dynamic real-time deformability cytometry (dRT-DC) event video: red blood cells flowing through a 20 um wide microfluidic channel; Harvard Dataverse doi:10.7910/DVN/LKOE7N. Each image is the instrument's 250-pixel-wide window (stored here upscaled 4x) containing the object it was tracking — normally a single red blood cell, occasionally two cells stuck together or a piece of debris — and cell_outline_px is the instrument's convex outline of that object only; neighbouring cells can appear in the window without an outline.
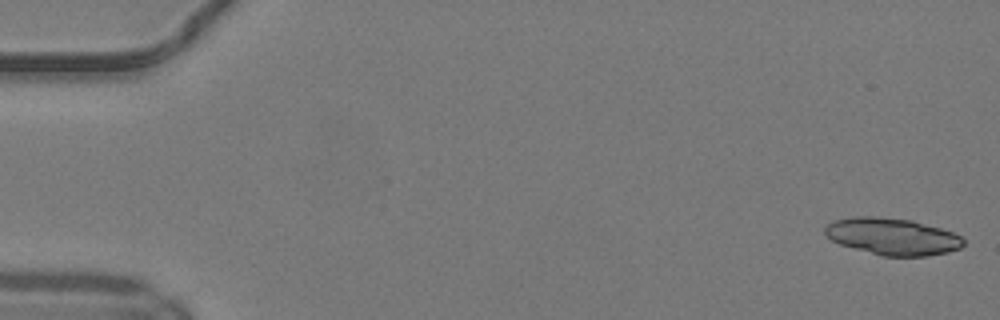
{"species": "common noctule bat (a hibernating species)", "species_latin": "Nyctalus noctula", "temperature_condition": "warm", "stored_images_in_passage": 33, "camera_frame_rate_fps": 3000, "um_per_image_px": 0.085, "animal": {"sex": "male", "body_mass_g": 19.2, "forearm_length_mm": 51.8}, "frame": {"image": 1, "passage_image": 1, "time_ms": 0.0, "image_size_px": [1000, 320], "cell_outline_px": [[964, 244], [960, 248], [948, 252], [928, 256], [880, 256], [840, 244], [832, 240], [824, 232], [824, 228], [828, 224], [836, 220], [852, 216], [876, 216], [912, 220], [940, 228], [952, 232], [960, 236], [964, 240]], "centroid_in_image_um": [75.85, 20.1], "position_along_channel_um": 9.1, "area_um2": 29.77}}
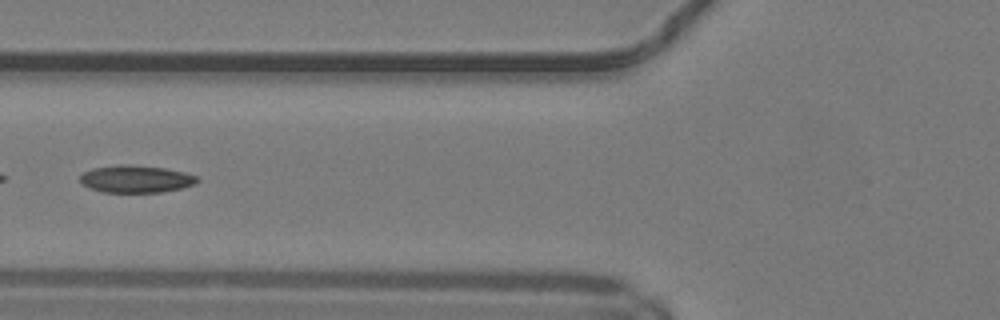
{"frame": {"image": 2, "passage_image": 20, "time_ms": 6.333, "image_size_px": [1000, 320], "cell_outline_px": [[200, 180], [196, 184], [180, 188], [160, 192], [104, 192], [80, 184], [80, 176], [84, 172], [92, 168], [116, 164], [128, 164], [164, 168], [184, 172], [200, 176]], "centroid_in_image_um": [11.57, 15.2], "position_along_channel_um": 114.2, "area_um2": 18.79}}